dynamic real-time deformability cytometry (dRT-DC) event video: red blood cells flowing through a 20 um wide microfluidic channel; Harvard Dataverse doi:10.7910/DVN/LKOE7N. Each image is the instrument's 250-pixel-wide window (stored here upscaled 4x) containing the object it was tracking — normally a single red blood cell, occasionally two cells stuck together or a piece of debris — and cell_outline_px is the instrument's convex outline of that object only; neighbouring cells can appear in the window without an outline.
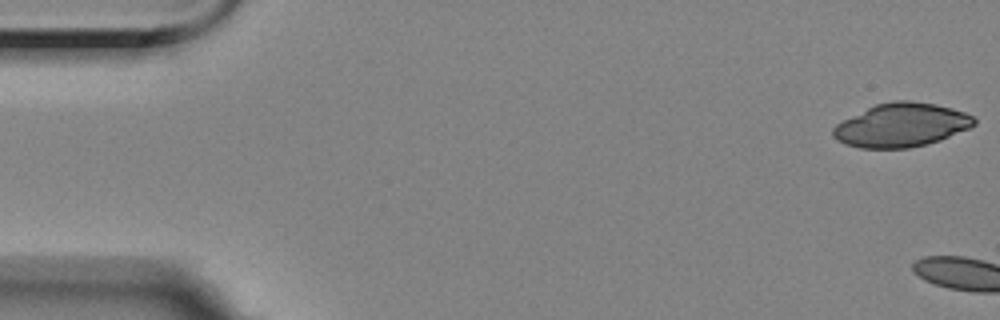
{"species": "Egyptian fruit bat (a non-hibernating species)", "species_latin": "Rousettus aegyptiacus", "temperature_condition": "room temperature", "stored_images_in_passage": 4, "camera_frame_rate_fps": 3000, "um_per_image_px": 0.085, "animal": {"sex": "female"}, "frame": {"image": 1, "passage_image": 1, "time_ms": 0.0, "image_size_px": [1000, 320], "cell_outline_px": [[976, 124], [968, 128], [940, 140], [908, 148], [860, 148], [844, 144], [836, 140], [832, 136], [832, 128], [836, 124], [876, 104], [896, 100], [908, 100], [936, 104], [952, 108], [964, 112], [972, 116], [976, 120]], "centroid_in_image_um": [76.59, 10.63], "position_along_channel_um": 8.4, "area_um2": 35.66}}